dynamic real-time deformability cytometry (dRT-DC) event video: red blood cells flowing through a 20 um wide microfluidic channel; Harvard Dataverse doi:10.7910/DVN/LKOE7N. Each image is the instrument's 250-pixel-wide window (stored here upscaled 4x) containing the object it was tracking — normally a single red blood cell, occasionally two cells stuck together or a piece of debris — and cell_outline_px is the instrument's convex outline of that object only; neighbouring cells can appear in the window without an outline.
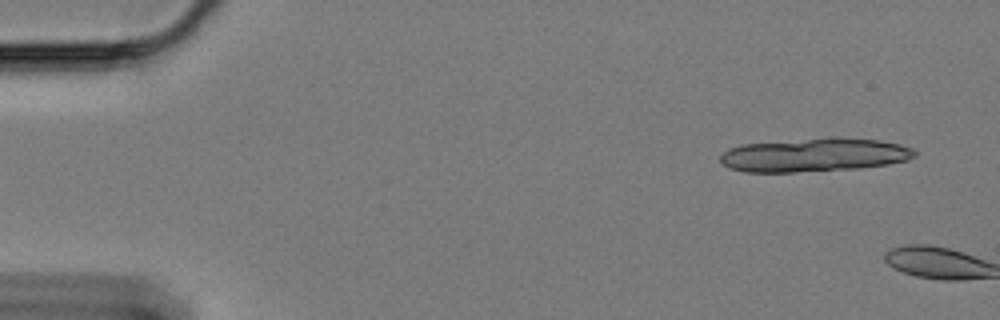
{"species": "Egyptian fruit bat (a non-hibernating species)", "species_latin": "Rousettus aegyptiacus", "temperature_condition": "cold", "stored_images_in_passage": 6, "camera_frame_rate_fps": 3000, "um_per_image_px": 0.085, "animal": {"sex": "female"}, "frame": {"image": 1, "passage_image": 4, "time_ms": 1.0, "image_size_px": [1000, 320], "cell_outline_px": [[916, 156], [908, 160], [888, 164], [856, 168], [792, 172], [744, 172], [732, 168], [724, 164], [720, 160], [720, 156], [728, 148], [744, 144], [808, 140], [880, 140], [900, 144], [912, 148], [916, 152]], "centroid_in_image_um": [69.21, 13.21], "position_along_channel_um": 15.8, "area_um2": 36.53}}